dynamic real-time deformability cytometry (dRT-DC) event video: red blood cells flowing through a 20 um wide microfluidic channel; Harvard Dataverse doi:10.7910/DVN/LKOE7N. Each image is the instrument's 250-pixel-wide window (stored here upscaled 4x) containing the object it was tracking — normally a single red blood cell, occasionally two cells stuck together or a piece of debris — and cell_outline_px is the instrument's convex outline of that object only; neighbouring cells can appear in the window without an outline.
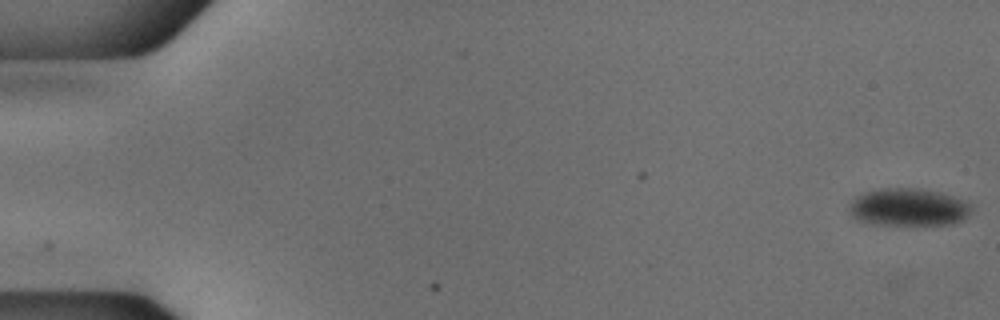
{"species": "common noctule bat (a hibernating species)", "species_latin": "Nyctalus noctula", "temperature_condition": "cold", "stored_images_in_passage": 54, "camera_frame_rate_fps": 3000, "um_per_image_px": 0.085, "animal": {"sex": "male", "body_mass_g": 18.8}, "frame": {"image": 1, "passage_image": 1, "time_ms": 0.0, "image_size_px": [1000, 320], "cell_outline_px": [[972, 208], [964, 220], [952, 224], [924, 228], [908, 228], [868, 224], [856, 220], [848, 212], [848, 204], [856, 196], [864, 192], [880, 188], [920, 188], [940, 192], [964, 200], [972, 204]], "centroid_in_image_um": [77.2, 17.69], "position_along_channel_um": 7.8, "area_um2": 28.55}}
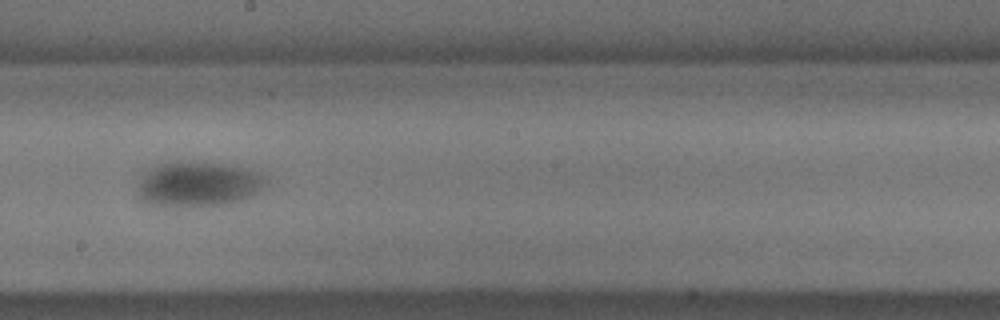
{"frame": {"image": 2, "passage_image": 31, "time_ms": 10.0, "image_size_px": [1000, 320], "cell_outline_px": [[268, 184], [260, 192], [252, 196], [240, 200], [224, 204], [168, 208], [152, 204], [140, 200], [140, 176], [144, 168], [168, 160], [176, 160], [232, 164], [260, 172], [268, 180]], "centroid_in_image_um": [16.84, 15.62], "position_along_channel_um": 231.4, "area_um2": 34.91}}
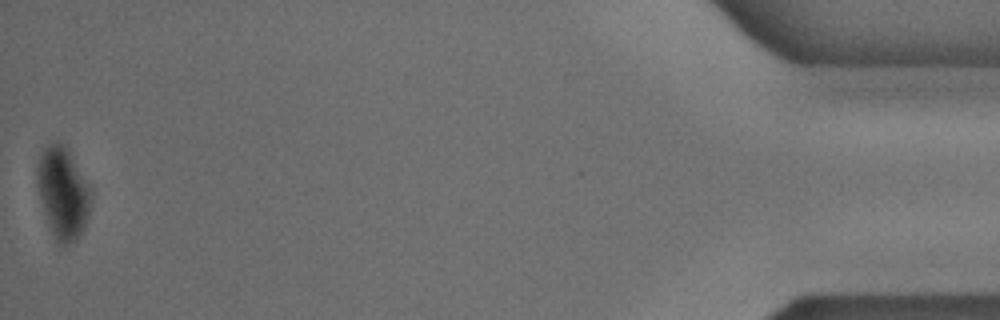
{"frame": {"image": 3, "passage_image": 54, "time_ms": 17.667, "image_size_px": [1000, 320], "cell_outline_px": [[92, 200], [88, 216], [84, 228], [80, 236], [76, 240], [64, 248], [56, 240], [48, 224], [40, 200], [36, 184], [36, 164], [44, 148], [52, 140], [56, 140], [64, 144], [68, 148], [92, 188]], "centroid_in_image_um": [5.36, 16.37], "position_along_channel_um": 429.8, "area_um2": 29.54}}